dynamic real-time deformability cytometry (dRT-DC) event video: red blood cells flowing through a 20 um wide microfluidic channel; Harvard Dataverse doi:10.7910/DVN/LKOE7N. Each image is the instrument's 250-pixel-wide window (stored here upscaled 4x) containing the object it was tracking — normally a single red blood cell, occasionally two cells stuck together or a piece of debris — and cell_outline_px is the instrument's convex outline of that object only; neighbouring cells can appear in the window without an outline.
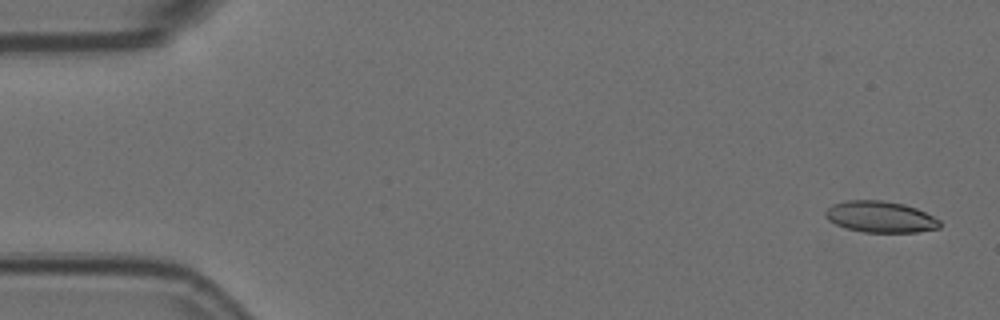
{"species": "Egyptian fruit bat (a non-hibernating species)", "species_latin": "Rousettus aegyptiacus", "temperature_condition": "room temperature", "stored_images_in_passage": 56, "camera_frame_rate_fps": 3000, "um_per_image_px": 0.085, "animal": {"sex": "female"}, "frame": {"image": 1, "passage_image": 2, "time_ms": 0.333, "image_size_px": [1000, 320], "cell_outline_px": [[940, 228], [916, 232], [864, 232], [848, 228], [836, 224], [828, 220], [824, 216], [824, 212], [832, 204], [844, 200], [884, 200], [904, 204], [916, 208], [940, 220]], "centroid_in_image_um": [74.81, 18.42], "position_along_channel_um": 10.2, "area_um2": 20.87}}
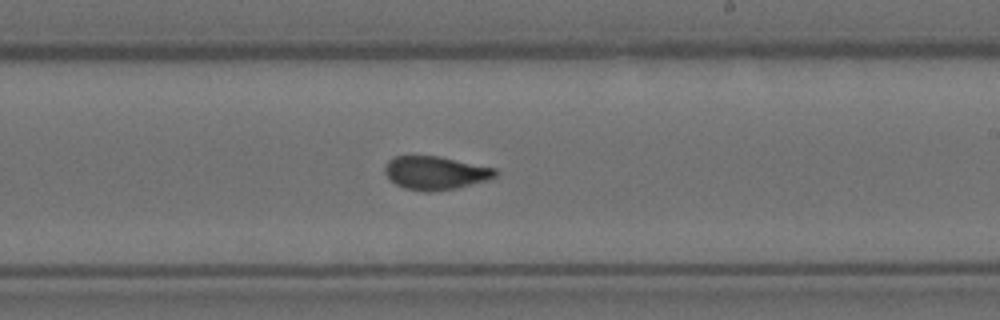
{"frame": {"image": 2, "passage_image": 33, "time_ms": 10.667, "image_size_px": [1000, 320], "cell_outline_px": [[496, 176], [488, 180], [456, 188], [428, 192], [424, 192], [404, 188], [396, 184], [384, 172], [384, 168], [388, 160], [396, 156], [436, 156], [496, 168]], "centroid_in_image_um": [37.0, 14.7], "position_along_channel_um": 252.0, "area_um2": 21.27}}
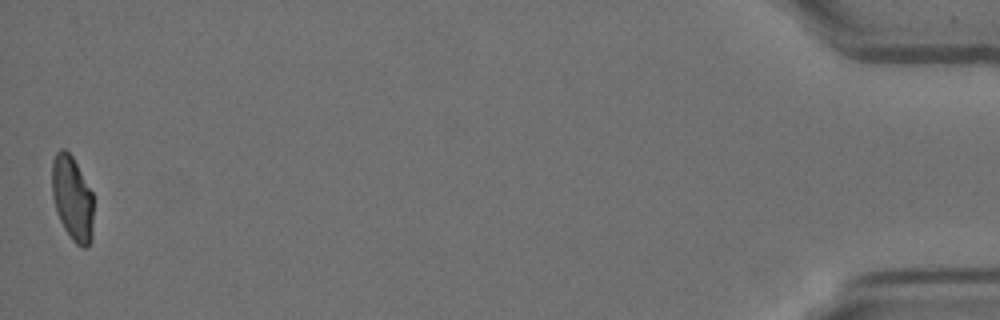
{"frame": {"image": 3, "passage_image": 56, "time_ms": 18.333, "image_size_px": [1000, 320], "cell_outline_px": [[92, 240], [88, 248], [84, 248], [76, 244], [72, 240], [64, 228], [56, 212], [52, 196], [52, 160], [56, 152], [60, 148], [64, 148], [72, 156], [92, 192]], "centroid_in_image_um": [6.13, 16.87], "position_along_channel_um": 429.1, "area_um2": 20.52}, "authors_computed_cell_mechanics": {"area_um2": 21.3571, "velocity_mm_per_s": 3.5782, "shape_relaxation_time_tau1_ms": 8.9678, "shape_relaxation_time_tau2_ms": 1.5693, "deformation_change_tau1": 0.2113, "deformation_change_tau2": 0.0741}}